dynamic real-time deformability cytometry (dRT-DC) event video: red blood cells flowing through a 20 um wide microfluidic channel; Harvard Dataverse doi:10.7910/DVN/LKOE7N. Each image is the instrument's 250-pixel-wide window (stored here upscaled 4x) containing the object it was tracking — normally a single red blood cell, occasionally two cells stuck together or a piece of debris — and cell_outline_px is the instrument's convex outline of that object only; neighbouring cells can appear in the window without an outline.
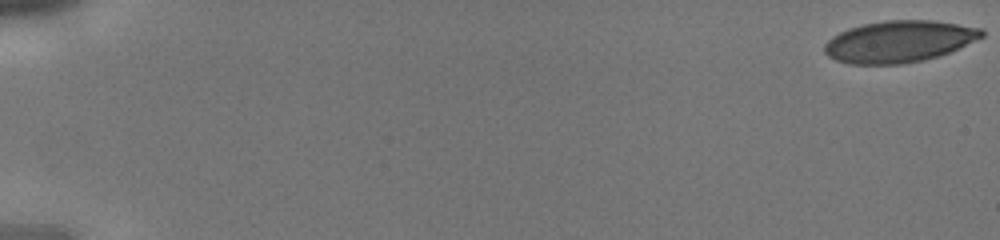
{"species": "human", "species_latin": "Homo sapiens", "temperature_condition": "cold", "stored_images_in_passage": 43, "camera_frame_rate_fps": 3000, "um_per_image_px": 0.085, "donor": {"sex": "male"}, "frame": {"image": 1, "passage_image": 1, "time_ms": 0.0, "image_size_px": [1000, 240], "cell_outline_px": [[984, 36], [948, 52], [924, 60], [900, 64], [848, 64], [836, 60], [828, 56], [824, 52], [824, 44], [832, 36], [848, 28], [864, 24], [888, 20], [932, 20], [980, 28], [984, 32]], "centroid_in_image_um": [76.37, 3.53], "position_along_channel_um": 8.6, "area_um2": 37.86}}
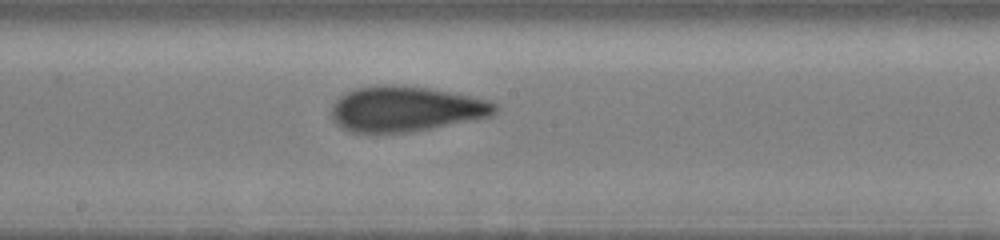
{"frame": {"image": 2, "passage_image": 25, "time_ms": 8.0, "image_size_px": [1000, 240], "cell_outline_px": [[500, 104], [496, 112], [492, 116], [408, 132], [352, 132], [340, 128], [332, 120], [332, 104], [340, 96], [356, 88], [380, 84], [396, 84], [428, 88], [472, 96], [492, 100]], "centroid_in_image_um": [34.5, 9.24], "position_along_channel_um": 213.7, "area_um2": 43.29}}
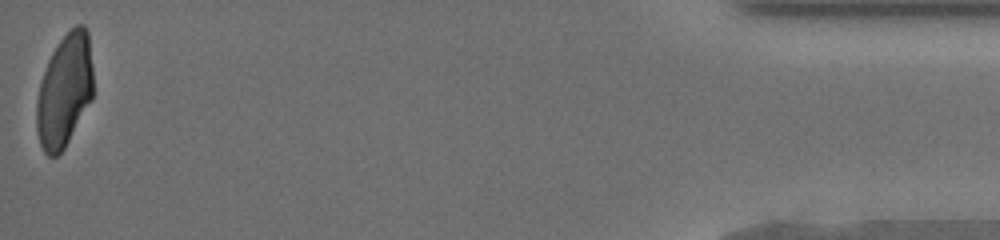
{"frame": {"image": 3, "passage_image": 43, "time_ms": 14.0, "image_size_px": [1000, 240], "cell_outline_px": [[92, 100], [64, 148], [56, 156], [48, 156], [44, 152], [40, 144], [36, 132], [36, 100], [40, 84], [48, 60], [52, 52], [60, 40], [76, 24], [84, 24], [88, 32], [92, 68]], "centroid_in_image_um": [5.47, 7.72], "position_along_channel_um": 429.7, "area_um2": 37.17}}